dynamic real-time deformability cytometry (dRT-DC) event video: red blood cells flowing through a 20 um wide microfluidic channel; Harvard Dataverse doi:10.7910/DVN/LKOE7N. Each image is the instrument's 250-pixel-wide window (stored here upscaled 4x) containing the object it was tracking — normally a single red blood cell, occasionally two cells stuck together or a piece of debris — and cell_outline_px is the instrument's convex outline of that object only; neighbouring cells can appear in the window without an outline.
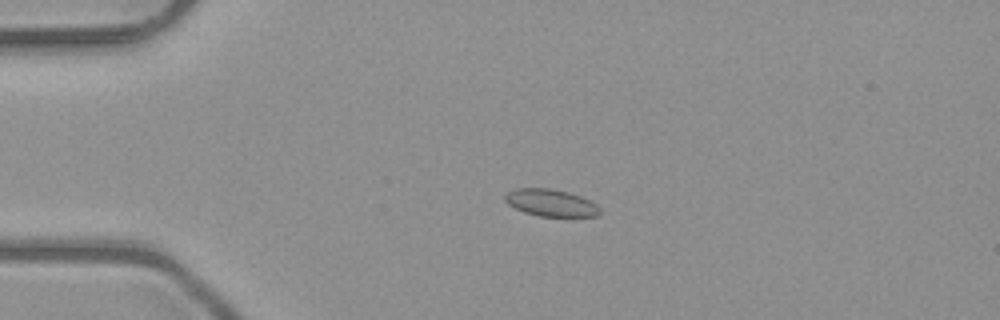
{"species": "common noctule bat (a hibernating species)", "species_latin": "Nyctalus noctula", "temperature_condition": "room temperature", "stored_images_in_passage": 5, "camera_frame_rate_fps": 3000, "um_per_image_px": 0.085, "animal": {"sex": "male", "body_mass_g": 23.1, "forearm_length_mm": 52.7}, "frame": {"image": 1, "passage_image": 4, "time_ms": 1.0, "image_size_px": [1000, 320], "cell_outline_px": [[600, 212], [596, 216], [536, 216], [524, 212], [508, 204], [504, 200], [504, 196], [508, 192], [516, 188], [548, 188], [568, 192], [580, 196], [596, 204], [600, 208]], "centroid_in_image_um": [46.79, 17.24], "position_along_channel_um": 38.2, "area_um2": 14.85}}